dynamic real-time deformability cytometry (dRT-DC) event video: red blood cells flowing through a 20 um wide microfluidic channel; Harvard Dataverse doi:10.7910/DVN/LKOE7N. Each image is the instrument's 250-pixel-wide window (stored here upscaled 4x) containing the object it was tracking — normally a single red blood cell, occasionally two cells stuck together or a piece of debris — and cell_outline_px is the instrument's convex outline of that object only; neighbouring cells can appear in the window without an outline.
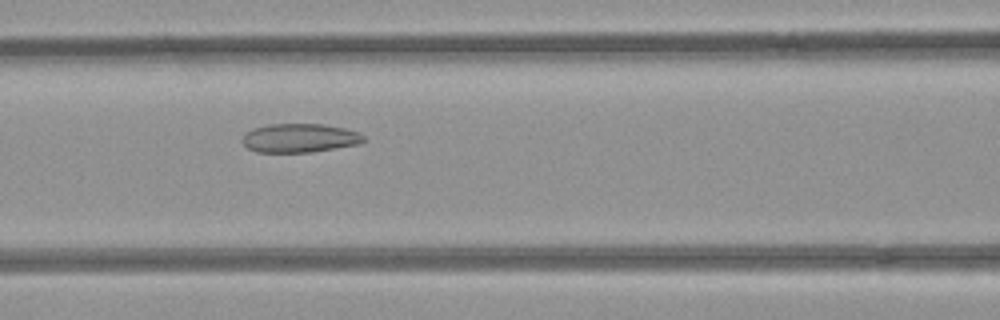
{"species": "common noctule bat (a hibernating species)", "species_latin": "Nyctalus noctula", "temperature_condition": "room temperature", "stored_images_in_passage": 35, "camera_frame_rate_fps": 3000, "um_per_image_px": 0.085, "animal": {"sex": "female", "body_mass_g": 21.9}, "frame": {"image": 1, "passage_image": 10, "time_ms": 3.0, "image_size_px": [1000, 320], "cell_outline_px": [[368, 140], [360, 144], [308, 152], [256, 152], [248, 148], [240, 140], [244, 132], [252, 128], [268, 124], [324, 124], [344, 128], [360, 132]], "centroid_in_image_um": [25.46, 11.72], "position_along_channel_um": 141.1, "area_um2": 20.63}}
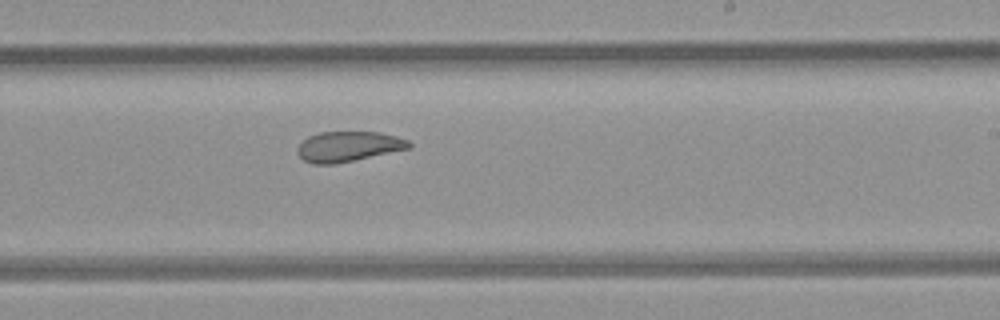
{"frame": {"image": 2, "passage_image": 19, "time_ms": 6.0, "image_size_px": [1000, 320], "cell_outline_px": [[412, 148], [336, 164], [312, 164], [304, 160], [296, 152], [296, 148], [308, 136], [320, 132], [380, 132], [396, 136], [408, 140], [412, 144]], "centroid_in_image_um": [29.62, 12.45], "position_along_channel_um": 259.4, "area_um2": 19.77}}
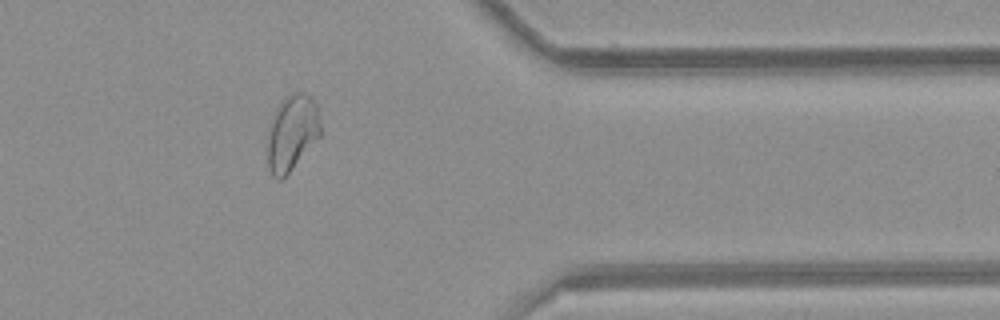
{"frame": {"image": 3, "passage_image": 30, "time_ms": 9.667, "image_size_px": [1000, 320], "cell_outline_px": [[320, 136], [292, 168], [280, 180], [276, 180], [272, 176], [268, 168], [268, 140], [272, 116], [276, 108], [284, 96], [292, 92], [300, 92], [308, 96], [316, 104], [320, 124]], "centroid_in_image_um": [24.8, 11.28], "position_along_channel_um": 386.6, "area_um2": 23.06}, "authors_computed_cell_mechanics": {"area_um2": 20.7502, "velocity_mm_per_s": 3.9561, "shape_relaxation_time_tau1_ms": null, "shape_relaxation_time_tau2_ms": 1.9492, "deformation_change_tau1": null, "deformation_change_tau2": 0.0799}}